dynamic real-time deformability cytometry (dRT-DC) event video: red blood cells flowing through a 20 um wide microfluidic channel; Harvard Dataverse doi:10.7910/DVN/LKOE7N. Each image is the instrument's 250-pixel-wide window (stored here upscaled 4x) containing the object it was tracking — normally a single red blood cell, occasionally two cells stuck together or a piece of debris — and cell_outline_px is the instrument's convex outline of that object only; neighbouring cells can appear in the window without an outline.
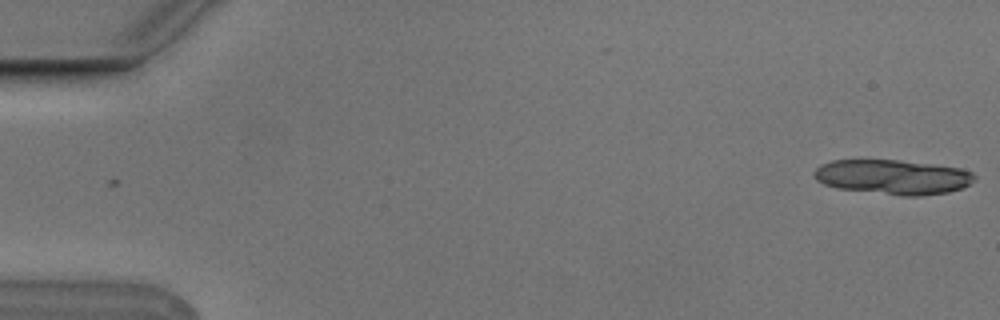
{"species": "Egyptian fruit bat (a non-hibernating species)", "species_latin": "Rousettus aegyptiacus", "temperature_condition": "cold", "stored_images_in_passage": 2, "camera_frame_rate_fps": 3000, "um_per_image_px": 0.085, "animal": {"sex": "male"}, "frame": {"image": 1, "passage_image": 2, "time_ms": 0.333, "image_size_px": [1000, 320], "cell_outline_px": [[976, 180], [960, 188], [948, 192], [920, 196], [904, 196], [836, 188], [824, 184], [816, 180], [812, 176], [812, 172], [820, 164], [832, 160], [900, 160], [936, 164], [960, 168], [972, 172], [976, 176]], "centroid_in_image_um": [75.87, 15.03], "position_along_channel_um": 9.1, "area_um2": 32.71}}